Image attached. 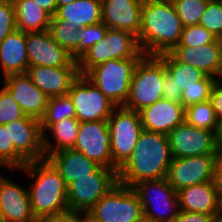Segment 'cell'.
<instances>
[{
  "label": "cell",
  "mask_w": 222,
  "mask_h": 222,
  "mask_svg": "<svg viewBox=\"0 0 222 222\" xmlns=\"http://www.w3.org/2000/svg\"><path fill=\"white\" fill-rule=\"evenodd\" d=\"M171 161L168 136L143 130L131 156L117 171L118 183L133 187L141 181L165 178Z\"/></svg>",
  "instance_id": "cell-1"
},
{
  "label": "cell",
  "mask_w": 222,
  "mask_h": 222,
  "mask_svg": "<svg viewBox=\"0 0 222 222\" xmlns=\"http://www.w3.org/2000/svg\"><path fill=\"white\" fill-rule=\"evenodd\" d=\"M183 28L172 1L143 0L142 26L137 40L144 55L170 52L179 43Z\"/></svg>",
  "instance_id": "cell-2"
},
{
  "label": "cell",
  "mask_w": 222,
  "mask_h": 222,
  "mask_svg": "<svg viewBox=\"0 0 222 222\" xmlns=\"http://www.w3.org/2000/svg\"><path fill=\"white\" fill-rule=\"evenodd\" d=\"M15 172L25 173L28 180H33L27 188L36 220L69 210L67 187L61 174L48 159L29 161Z\"/></svg>",
  "instance_id": "cell-3"
},
{
  "label": "cell",
  "mask_w": 222,
  "mask_h": 222,
  "mask_svg": "<svg viewBox=\"0 0 222 222\" xmlns=\"http://www.w3.org/2000/svg\"><path fill=\"white\" fill-rule=\"evenodd\" d=\"M166 67L157 56L144 55L136 64L123 107L140 111L163 98Z\"/></svg>",
  "instance_id": "cell-4"
},
{
  "label": "cell",
  "mask_w": 222,
  "mask_h": 222,
  "mask_svg": "<svg viewBox=\"0 0 222 222\" xmlns=\"http://www.w3.org/2000/svg\"><path fill=\"white\" fill-rule=\"evenodd\" d=\"M137 36L126 30L108 28L104 37L77 61L80 75L112 59H141Z\"/></svg>",
  "instance_id": "cell-5"
},
{
  "label": "cell",
  "mask_w": 222,
  "mask_h": 222,
  "mask_svg": "<svg viewBox=\"0 0 222 222\" xmlns=\"http://www.w3.org/2000/svg\"><path fill=\"white\" fill-rule=\"evenodd\" d=\"M140 59H112L90 69L86 78L117 107L124 106L134 68Z\"/></svg>",
  "instance_id": "cell-6"
},
{
  "label": "cell",
  "mask_w": 222,
  "mask_h": 222,
  "mask_svg": "<svg viewBox=\"0 0 222 222\" xmlns=\"http://www.w3.org/2000/svg\"><path fill=\"white\" fill-rule=\"evenodd\" d=\"M144 212V219L151 222H172L179 212L178 195L166 177L135 184Z\"/></svg>",
  "instance_id": "cell-7"
},
{
  "label": "cell",
  "mask_w": 222,
  "mask_h": 222,
  "mask_svg": "<svg viewBox=\"0 0 222 222\" xmlns=\"http://www.w3.org/2000/svg\"><path fill=\"white\" fill-rule=\"evenodd\" d=\"M107 121L113 169L117 172L131 156L143 127L139 112L123 106L116 107Z\"/></svg>",
  "instance_id": "cell-8"
},
{
  "label": "cell",
  "mask_w": 222,
  "mask_h": 222,
  "mask_svg": "<svg viewBox=\"0 0 222 222\" xmlns=\"http://www.w3.org/2000/svg\"><path fill=\"white\" fill-rule=\"evenodd\" d=\"M89 212L98 222H141L144 212L132 187L117 183Z\"/></svg>",
  "instance_id": "cell-9"
},
{
  "label": "cell",
  "mask_w": 222,
  "mask_h": 222,
  "mask_svg": "<svg viewBox=\"0 0 222 222\" xmlns=\"http://www.w3.org/2000/svg\"><path fill=\"white\" fill-rule=\"evenodd\" d=\"M117 183V172L114 169L99 166L88 177L80 178L67 187L69 210L89 211Z\"/></svg>",
  "instance_id": "cell-10"
},
{
  "label": "cell",
  "mask_w": 222,
  "mask_h": 222,
  "mask_svg": "<svg viewBox=\"0 0 222 222\" xmlns=\"http://www.w3.org/2000/svg\"><path fill=\"white\" fill-rule=\"evenodd\" d=\"M79 122L107 121L117 107L85 75H80L71 84L68 92Z\"/></svg>",
  "instance_id": "cell-11"
},
{
  "label": "cell",
  "mask_w": 222,
  "mask_h": 222,
  "mask_svg": "<svg viewBox=\"0 0 222 222\" xmlns=\"http://www.w3.org/2000/svg\"><path fill=\"white\" fill-rule=\"evenodd\" d=\"M172 158L218 155L216 135L186 122L167 134Z\"/></svg>",
  "instance_id": "cell-12"
},
{
  "label": "cell",
  "mask_w": 222,
  "mask_h": 222,
  "mask_svg": "<svg viewBox=\"0 0 222 222\" xmlns=\"http://www.w3.org/2000/svg\"><path fill=\"white\" fill-rule=\"evenodd\" d=\"M110 146L108 121L80 122L74 150L81 152L99 166L113 169Z\"/></svg>",
  "instance_id": "cell-13"
},
{
  "label": "cell",
  "mask_w": 222,
  "mask_h": 222,
  "mask_svg": "<svg viewBox=\"0 0 222 222\" xmlns=\"http://www.w3.org/2000/svg\"><path fill=\"white\" fill-rule=\"evenodd\" d=\"M218 155L172 158L166 179L179 191L182 188L214 180Z\"/></svg>",
  "instance_id": "cell-14"
},
{
  "label": "cell",
  "mask_w": 222,
  "mask_h": 222,
  "mask_svg": "<svg viewBox=\"0 0 222 222\" xmlns=\"http://www.w3.org/2000/svg\"><path fill=\"white\" fill-rule=\"evenodd\" d=\"M29 67H78L72 58L54 39L49 30L26 33Z\"/></svg>",
  "instance_id": "cell-15"
},
{
  "label": "cell",
  "mask_w": 222,
  "mask_h": 222,
  "mask_svg": "<svg viewBox=\"0 0 222 222\" xmlns=\"http://www.w3.org/2000/svg\"><path fill=\"white\" fill-rule=\"evenodd\" d=\"M14 148L29 162L45 159L43 132L39 119L25 115L22 119L6 123Z\"/></svg>",
  "instance_id": "cell-16"
},
{
  "label": "cell",
  "mask_w": 222,
  "mask_h": 222,
  "mask_svg": "<svg viewBox=\"0 0 222 222\" xmlns=\"http://www.w3.org/2000/svg\"><path fill=\"white\" fill-rule=\"evenodd\" d=\"M2 81V87L19 104L25 115L39 120L44 116L49 97L36 87L27 73L11 74Z\"/></svg>",
  "instance_id": "cell-17"
},
{
  "label": "cell",
  "mask_w": 222,
  "mask_h": 222,
  "mask_svg": "<svg viewBox=\"0 0 222 222\" xmlns=\"http://www.w3.org/2000/svg\"><path fill=\"white\" fill-rule=\"evenodd\" d=\"M0 214L3 222H36L28 188L6 174L0 179Z\"/></svg>",
  "instance_id": "cell-18"
},
{
  "label": "cell",
  "mask_w": 222,
  "mask_h": 222,
  "mask_svg": "<svg viewBox=\"0 0 222 222\" xmlns=\"http://www.w3.org/2000/svg\"><path fill=\"white\" fill-rule=\"evenodd\" d=\"M177 61L202 70L205 74L222 79V39L199 47L175 46L169 52Z\"/></svg>",
  "instance_id": "cell-19"
},
{
  "label": "cell",
  "mask_w": 222,
  "mask_h": 222,
  "mask_svg": "<svg viewBox=\"0 0 222 222\" xmlns=\"http://www.w3.org/2000/svg\"><path fill=\"white\" fill-rule=\"evenodd\" d=\"M143 0H101L102 22L113 29L139 36L142 26Z\"/></svg>",
  "instance_id": "cell-20"
},
{
  "label": "cell",
  "mask_w": 222,
  "mask_h": 222,
  "mask_svg": "<svg viewBox=\"0 0 222 222\" xmlns=\"http://www.w3.org/2000/svg\"><path fill=\"white\" fill-rule=\"evenodd\" d=\"M139 112L143 130L162 134L170 133L185 122V107L164 98Z\"/></svg>",
  "instance_id": "cell-21"
},
{
  "label": "cell",
  "mask_w": 222,
  "mask_h": 222,
  "mask_svg": "<svg viewBox=\"0 0 222 222\" xmlns=\"http://www.w3.org/2000/svg\"><path fill=\"white\" fill-rule=\"evenodd\" d=\"M27 75L49 98L68 95L71 84L79 76L78 67H29Z\"/></svg>",
  "instance_id": "cell-22"
},
{
  "label": "cell",
  "mask_w": 222,
  "mask_h": 222,
  "mask_svg": "<svg viewBox=\"0 0 222 222\" xmlns=\"http://www.w3.org/2000/svg\"><path fill=\"white\" fill-rule=\"evenodd\" d=\"M179 210L219 216L220 200L214 181L185 187L177 191Z\"/></svg>",
  "instance_id": "cell-23"
},
{
  "label": "cell",
  "mask_w": 222,
  "mask_h": 222,
  "mask_svg": "<svg viewBox=\"0 0 222 222\" xmlns=\"http://www.w3.org/2000/svg\"><path fill=\"white\" fill-rule=\"evenodd\" d=\"M0 68L2 78L11 74H24L29 68L26 33L15 30L0 42Z\"/></svg>",
  "instance_id": "cell-24"
},
{
  "label": "cell",
  "mask_w": 222,
  "mask_h": 222,
  "mask_svg": "<svg viewBox=\"0 0 222 222\" xmlns=\"http://www.w3.org/2000/svg\"><path fill=\"white\" fill-rule=\"evenodd\" d=\"M61 174L66 187L76 180L88 177L99 165L79 151L63 149L47 158Z\"/></svg>",
  "instance_id": "cell-25"
},
{
  "label": "cell",
  "mask_w": 222,
  "mask_h": 222,
  "mask_svg": "<svg viewBox=\"0 0 222 222\" xmlns=\"http://www.w3.org/2000/svg\"><path fill=\"white\" fill-rule=\"evenodd\" d=\"M157 57L164 63L166 75L182 91L192 87H213L218 81L196 67L177 61L169 52Z\"/></svg>",
  "instance_id": "cell-26"
},
{
  "label": "cell",
  "mask_w": 222,
  "mask_h": 222,
  "mask_svg": "<svg viewBox=\"0 0 222 222\" xmlns=\"http://www.w3.org/2000/svg\"><path fill=\"white\" fill-rule=\"evenodd\" d=\"M51 19H66L79 29L102 22L101 0H74L57 8Z\"/></svg>",
  "instance_id": "cell-27"
},
{
  "label": "cell",
  "mask_w": 222,
  "mask_h": 222,
  "mask_svg": "<svg viewBox=\"0 0 222 222\" xmlns=\"http://www.w3.org/2000/svg\"><path fill=\"white\" fill-rule=\"evenodd\" d=\"M80 122L76 118H66L52 124L43 133V146L46 159L63 149H72L74 147ZM51 135V137H48ZM53 139V140H52Z\"/></svg>",
  "instance_id": "cell-28"
},
{
  "label": "cell",
  "mask_w": 222,
  "mask_h": 222,
  "mask_svg": "<svg viewBox=\"0 0 222 222\" xmlns=\"http://www.w3.org/2000/svg\"><path fill=\"white\" fill-rule=\"evenodd\" d=\"M17 30L28 32L47 31L52 16L33 0H13Z\"/></svg>",
  "instance_id": "cell-29"
},
{
  "label": "cell",
  "mask_w": 222,
  "mask_h": 222,
  "mask_svg": "<svg viewBox=\"0 0 222 222\" xmlns=\"http://www.w3.org/2000/svg\"><path fill=\"white\" fill-rule=\"evenodd\" d=\"M78 27L74 23L66 22V19H51L49 31L53 39L65 49L75 61H78Z\"/></svg>",
  "instance_id": "cell-30"
},
{
  "label": "cell",
  "mask_w": 222,
  "mask_h": 222,
  "mask_svg": "<svg viewBox=\"0 0 222 222\" xmlns=\"http://www.w3.org/2000/svg\"><path fill=\"white\" fill-rule=\"evenodd\" d=\"M66 118H76V110L69 95L50 97L44 116L40 119L42 132Z\"/></svg>",
  "instance_id": "cell-31"
},
{
  "label": "cell",
  "mask_w": 222,
  "mask_h": 222,
  "mask_svg": "<svg viewBox=\"0 0 222 222\" xmlns=\"http://www.w3.org/2000/svg\"><path fill=\"white\" fill-rule=\"evenodd\" d=\"M185 122L215 134L218 128V118L210 100L186 107Z\"/></svg>",
  "instance_id": "cell-32"
},
{
  "label": "cell",
  "mask_w": 222,
  "mask_h": 222,
  "mask_svg": "<svg viewBox=\"0 0 222 222\" xmlns=\"http://www.w3.org/2000/svg\"><path fill=\"white\" fill-rule=\"evenodd\" d=\"M210 0H174L172 1L184 27L199 25Z\"/></svg>",
  "instance_id": "cell-33"
},
{
  "label": "cell",
  "mask_w": 222,
  "mask_h": 222,
  "mask_svg": "<svg viewBox=\"0 0 222 222\" xmlns=\"http://www.w3.org/2000/svg\"><path fill=\"white\" fill-rule=\"evenodd\" d=\"M0 161L11 170L23 168L28 161L14 148L13 142L9 138L8 128L0 125Z\"/></svg>",
  "instance_id": "cell-34"
},
{
  "label": "cell",
  "mask_w": 222,
  "mask_h": 222,
  "mask_svg": "<svg viewBox=\"0 0 222 222\" xmlns=\"http://www.w3.org/2000/svg\"><path fill=\"white\" fill-rule=\"evenodd\" d=\"M199 25L206 28L218 39H222V1L210 0L208 2Z\"/></svg>",
  "instance_id": "cell-35"
},
{
  "label": "cell",
  "mask_w": 222,
  "mask_h": 222,
  "mask_svg": "<svg viewBox=\"0 0 222 222\" xmlns=\"http://www.w3.org/2000/svg\"><path fill=\"white\" fill-rule=\"evenodd\" d=\"M217 37L201 25L184 27L180 41L176 46L199 47L213 43Z\"/></svg>",
  "instance_id": "cell-36"
},
{
  "label": "cell",
  "mask_w": 222,
  "mask_h": 222,
  "mask_svg": "<svg viewBox=\"0 0 222 222\" xmlns=\"http://www.w3.org/2000/svg\"><path fill=\"white\" fill-rule=\"evenodd\" d=\"M108 27L103 23L88 25L78 29L80 45L78 47V60L92 47L98 43L106 34Z\"/></svg>",
  "instance_id": "cell-37"
},
{
  "label": "cell",
  "mask_w": 222,
  "mask_h": 222,
  "mask_svg": "<svg viewBox=\"0 0 222 222\" xmlns=\"http://www.w3.org/2000/svg\"><path fill=\"white\" fill-rule=\"evenodd\" d=\"M25 113L11 95L0 86V125L22 119Z\"/></svg>",
  "instance_id": "cell-38"
},
{
  "label": "cell",
  "mask_w": 222,
  "mask_h": 222,
  "mask_svg": "<svg viewBox=\"0 0 222 222\" xmlns=\"http://www.w3.org/2000/svg\"><path fill=\"white\" fill-rule=\"evenodd\" d=\"M16 29L13 0H0V42Z\"/></svg>",
  "instance_id": "cell-39"
},
{
  "label": "cell",
  "mask_w": 222,
  "mask_h": 222,
  "mask_svg": "<svg viewBox=\"0 0 222 222\" xmlns=\"http://www.w3.org/2000/svg\"><path fill=\"white\" fill-rule=\"evenodd\" d=\"M213 87H192L182 91L181 104L186 108L190 105L210 100Z\"/></svg>",
  "instance_id": "cell-40"
},
{
  "label": "cell",
  "mask_w": 222,
  "mask_h": 222,
  "mask_svg": "<svg viewBox=\"0 0 222 222\" xmlns=\"http://www.w3.org/2000/svg\"><path fill=\"white\" fill-rule=\"evenodd\" d=\"M214 220L215 218L209 214L179 210L177 216L172 222H213Z\"/></svg>",
  "instance_id": "cell-41"
},
{
  "label": "cell",
  "mask_w": 222,
  "mask_h": 222,
  "mask_svg": "<svg viewBox=\"0 0 222 222\" xmlns=\"http://www.w3.org/2000/svg\"><path fill=\"white\" fill-rule=\"evenodd\" d=\"M182 90L177 88L173 81L166 75L163 85V98L176 103H181Z\"/></svg>",
  "instance_id": "cell-42"
},
{
  "label": "cell",
  "mask_w": 222,
  "mask_h": 222,
  "mask_svg": "<svg viewBox=\"0 0 222 222\" xmlns=\"http://www.w3.org/2000/svg\"><path fill=\"white\" fill-rule=\"evenodd\" d=\"M36 222H77V211L67 210L57 214L46 215L38 218Z\"/></svg>",
  "instance_id": "cell-43"
},
{
  "label": "cell",
  "mask_w": 222,
  "mask_h": 222,
  "mask_svg": "<svg viewBox=\"0 0 222 222\" xmlns=\"http://www.w3.org/2000/svg\"><path fill=\"white\" fill-rule=\"evenodd\" d=\"M210 101L219 120L222 118V79L218 80L213 86Z\"/></svg>",
  "instance_id": "cell-44"
},
{
  "label": "cell",
  "mask_w": 222,
  "mask_h": 222,
  "mask_svg": "<svg viewBox=\"0 0 222 222\" xmlns=\"http://www.w3.org/2000/svg\"><path fill=\"white\" fill-rule=\"evenodd\" d=\"M214 184L219 200H222V161L218 158L214 170Z\"/></svg>",
  "instance_id": "cell-45"
},
{
  "label": "cell",
  "mask_w": 222,
  "mask_h": 222,
  "mask_svg": "<svg viewBox=\"0 0 222 222\" xmlns=\"http://www.w3.org/2000/svg\"><path fill=\"white\" fill-rule=\"evenodd\" d=\"M38 4L40 8L48 12L51 16H54L57 11L56 0H33Z\"/></svg>",
  "instance_id": "cell-46"
},
{
  "label": "cell",
  "mask_w": 222,
  "mask_h": 222,
  "mask_svg": "<svg viewBox=\"0 0 222 222\" xmlns=\"http://www.w3.org/2000/svg\"><path fill=\"white\" fill-rule=\"evenodd\" d=\"M77 222H98L96 218L89 212L77 211Z\"/></svg>",
  "instance_id": "cell-47"
},
{
  "label": "cell",
  "mask_w": 222,
  "mask_h": 222,
  "mask_svg": "<svg viewBox=\"0 0 222 222\" xmlns=\"http://www.w3.org/2000/svg\"><path fill=\"white\" fill-rule=\"evenodd\" d=\"M216 144L219 147L222 144V118L218 120V128L216 131Z\"/></svg>",
  "instance_id": "cell-48"
},
{
  "label": "cell",
  "mask_w": 222,
  "mask_h": 222,
  "mask_svg": "<svg viewBox=\"0 0 222 222\" xmlns=\"http://www.w3.org/2000/svg\"><path fill=\"white\" fill-rule=\"evenodd\" d=\"M74 0H56L57 8L63 5L70 4Z\"/></svg>",
  "instance_id": "cell-49"
},
{
  "label": "cell",
  "mask_w": 222,
  "mask_h": 222,
  "mask_svg": "<svg viewBox=\"0 0 222 222\" xmlns=\"http://www.w3.org/2000/svg\"><path fill=\"white\" fill-rule=\"evenodd\" d=\"M6 168V166L0 161V169L3 171L4 169ZM0 170V179L5 175V173L4 172H2ZM2 173H4V174H2Z\"/></svg>",
  "instance_id": "cell-50"
},
{
  "label": "cell",
  "mask_w": 222,
  "mask_h": 222,
  "mask_svg": "<svg viewBox=\"0 0 222 222\" xmlns=\"http://www.w3.org/2000/svg\"><path fill=\"white\" fill-rule=\"evenodd\" d=\"M218 158L222 161V144L218 147Z\"/></svg>",
  "instance_id": "cell-51"
},
{
  "label": "cell",
  "mask_w": 222,
  "mask_h": 222,
  "mask_svg": "<svg viewBox=\"0 0 222 222\" xmlns=\"http://www.w3.org/2000/svg\"><path fill=\"white\" fill-rule=\"evenodd\" d=\"M218 218L222 220V200L220 201V210Z\"/></svg>",
  "instance_id": "cell-52"
},
{
  "label": "cell",
  "mask_w": 222,
  "mask_h": 222,
  "mask_svg": "<svg viewBox=\"0 0 222 222\" xmlns=\"http://www.w3.org/2000/svg\"><path fill=\"white\" fill-rule=\"evenodd\" d=\"M213 222H222V220L219 218H216Z\"/></svg>",
  "instance_id": "cell-53"
},
{
  "label": "cell",
  "mask_w": 222,
  "mask_h": 222,
  "mask_svg": "<svg viewBox=\"0 0 222 222\" xmlns=\"http://www.w3.org/2000/svg\"><path fill=\"white\" fill-rule=\"evenodd\" d=\"M141 222H151V221H148V220H146V219H143Z\"/></svg>",
  "instance_id": "cell-54"
},
{
  "label": "cell",
  "mask_w": 222,
  "mask_h": 222,
  "mask_svg": "<svg viewBox=\"0 0 222 222\" xmlns=\"http://www.w3.org/2000/svg\"><path fill=\"white\" fill-rule=\"evenodd\" d=\"M0 222H3L1 214H0Z\"/></svg>",
  "instance_id": "cell-55"
}]
</instances>
